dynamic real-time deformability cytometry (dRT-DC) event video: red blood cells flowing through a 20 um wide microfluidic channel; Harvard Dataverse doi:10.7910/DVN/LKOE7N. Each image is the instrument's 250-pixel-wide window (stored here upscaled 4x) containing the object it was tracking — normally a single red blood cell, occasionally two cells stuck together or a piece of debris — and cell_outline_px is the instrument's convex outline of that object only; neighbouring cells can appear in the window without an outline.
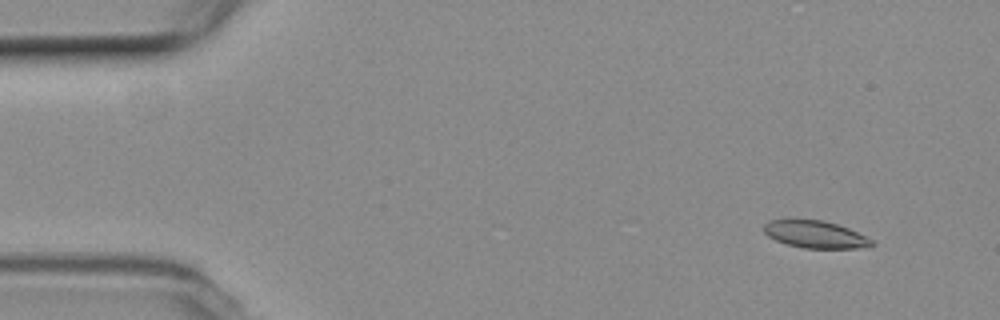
{"species": "common noctule bat (a hibernating species)", "species_latin": "Nyctalus noctula", "temperature_condition": "room temperature", "stored_images_in_passage": 15, "camera_frame_rate_fps": 3000, "um_per_image_px": 0.085, "animal": {"sex": "female", "body_mass_g": 19.3, "forearm_length_mm": 54.1}, "frame": {"image": 1, "passage_image": 5, "time_ms": 1.333, "image_size_px": [1000, 320], "cell_outline_px": [[876, 244], [856, 248], [804, 248], [788, 244], [776, 240], [768, 236], [764, 232], [764, 224], [768, 220], [824, 220], [848, 228], [872, 240]], "centroid_in_image_um": [69.27, 19.92], "position_along_channel_um": 15.7, "area_um2": 16.82}}